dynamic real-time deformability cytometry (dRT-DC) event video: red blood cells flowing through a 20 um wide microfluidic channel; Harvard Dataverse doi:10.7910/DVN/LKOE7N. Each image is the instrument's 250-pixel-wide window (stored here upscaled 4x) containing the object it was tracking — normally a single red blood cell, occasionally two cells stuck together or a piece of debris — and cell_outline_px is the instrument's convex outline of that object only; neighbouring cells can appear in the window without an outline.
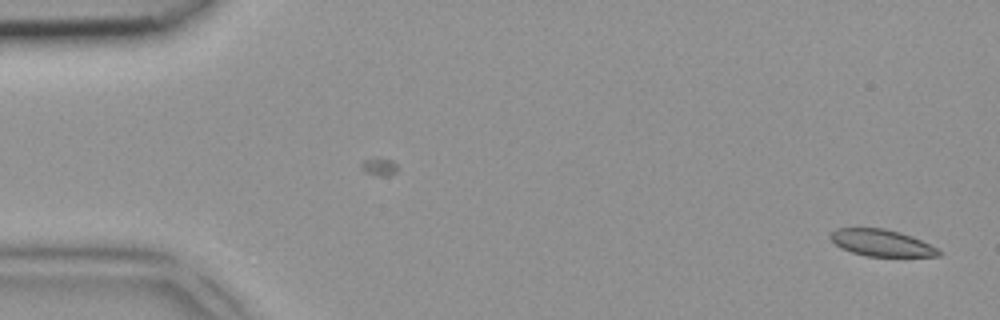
{"species": "common noctule bat (a hibernating species)", "species_latin": "Nyctalus noctula", "temperature_condition": "room temperature", "stored_images_in_passage": 2, "camera_frame_rate_fps": 3000, "um_per_image_px": 0.085, "animal": {"sex": "female", "body_mass_g": 18.4}, "frame": {"image": 1, "passage_image": 2, "time_ms": 0.333, "image_size_px": [1000, 320], "cell_outline_px": [[944, 252], [940, 256], [868, 256], [852, 252], [840, 248], [828, 236], [836, 228], [884, 228], [900, 232], [912, 236]], "centroid_in_image_um": [74.92, 20.64], "position_along_channel_um": 10.1, "area_um2": 16.76}}